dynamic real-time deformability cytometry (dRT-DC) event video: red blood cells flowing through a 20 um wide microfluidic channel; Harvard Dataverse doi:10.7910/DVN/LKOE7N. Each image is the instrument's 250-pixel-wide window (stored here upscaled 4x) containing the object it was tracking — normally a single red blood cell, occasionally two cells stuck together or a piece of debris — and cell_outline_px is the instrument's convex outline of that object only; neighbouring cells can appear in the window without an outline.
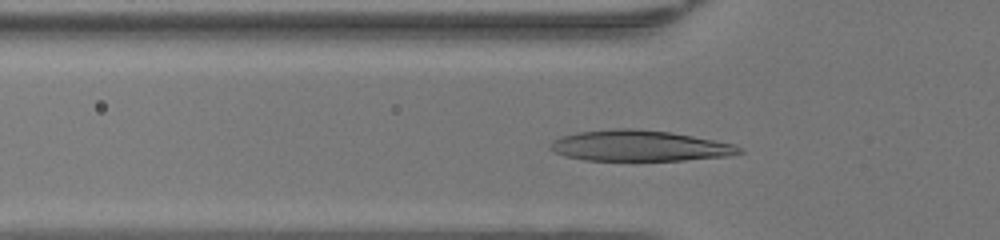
{"species": "human", "species_latin": "Homo sapiens", "temperature_condition": "warm", "stored_images_in_passage": 42, "camera_frame_rate_fps": 3000, "um_per_image_px": 0.085, "donor": {"sex": "female"}, "frame": {"image": 1, "passage_image": 16, "time_ms": 5.0, "image_size_px": [1000, 240], "cell_outline_px": [[744, 152], [728, 156], [684, 160], [584, 160], [564, 156], [548, 148], [548, 144], [552, 140], [560, 136], [576, 132], [612, 128], [632, 128], [672, 132], [736, 144], [744, 148]], "centroid_in_image_um": [54.35, 12.38], "position_along_channel_um": 71.5, "area_um2": 34.33}}
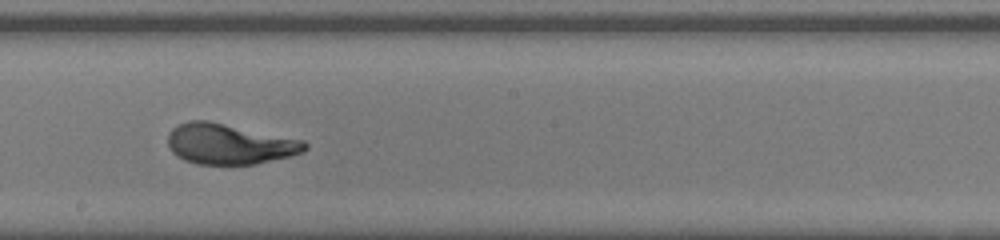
{"frame": {"image": 2, "passage_image": 27, "time_ms": 8.667, "image_size_px": [1000, 240], "cell_outline_px": [[308, 148], [304, 152], [256, 164], [196, 164], [184, 160], [176, 156], [172, 152], [168, 144], [168, 132], [176, 124], [188, 120], [208, 120], [304, 140], [308, 144]], "centroid_in_image_um": [19.47, 12.23], "position_along_channel_um": 228.7, "area_um2": 32.54}}
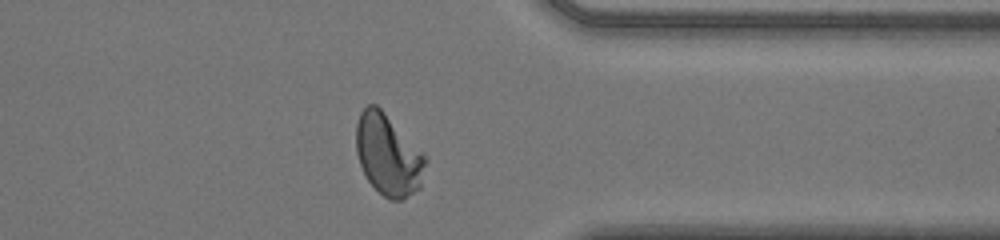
{"frame": {"image": 3, "passage_image": 38, "time_ms": 12.333, "image_size_px": [1000, 240], "cell_outline_px": [[428, 160], [420, 188], [404, 200], [388, 200], [368, 180], [360, 164], [356, 152], [356, 124], [360, 112], [368, 104], [376, 104], [424, 152]], "centroid_in_image_um": [33.02, 13.17], "position_along_channel_um": 378.4, "area_um2": 33.0}, "authors_computed_cell_mechanics": {"area_um2": 32.2235, "velocity_mm_per_s": 4.2915, "shape_relaxation_time_tau1_ms": 4.1478, "shape_relaxation_time_tau2_ms": null, "deformation_change_tau1": 0.2575, "deformation_change_tau2": null}}